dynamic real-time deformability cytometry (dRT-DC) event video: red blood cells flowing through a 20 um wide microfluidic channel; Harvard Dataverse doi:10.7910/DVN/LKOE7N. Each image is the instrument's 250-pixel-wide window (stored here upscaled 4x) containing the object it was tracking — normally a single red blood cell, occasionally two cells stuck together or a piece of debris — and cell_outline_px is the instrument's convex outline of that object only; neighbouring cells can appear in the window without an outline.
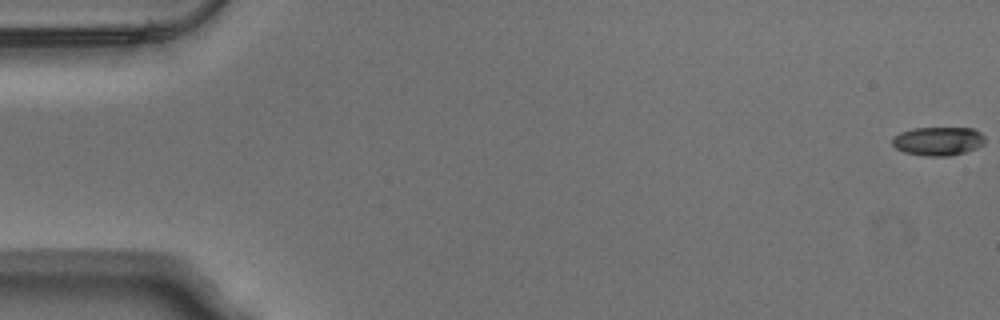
{"species": "Egyptian fruit bat (a non-hibernating species)", "species_latin": "Rousettus aegyptiacus", "temperature_condition": "warm", "stored_images_in_passage": 54, "camera_frame_rate_fps": 3000, "um_per_image_px": 0.085, "animal": {"sex": "male"}, "frame": {"image": 1, "passage_image": 1, "time_ms": 0.0, "image_size_px": [1000, 320], "cell_outline_px": [[984, 144], [976, 148], [964, 152], [948, 156], [924, 156], [904, 152], [896, 148], [892, 144], [892, 136], [900, 132], [912, 128], [972, 128], [980, 132], [984, 136]], "centroid_in_image_um": [79.71, 11.99], "position_along_channel_um": 5.3, "area_um2": 15.55}}
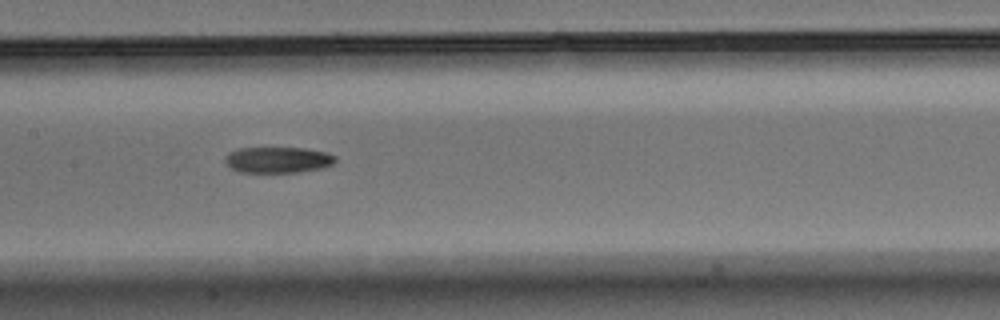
{"frame": {"image": 2, "passage_image": 27, "time_ms": 8.667, "image_size_px": [1000, 320], "cell_outline_px": [[336, 160], [332, 164], [324, 168], [296, 172], [240, 172], [232, 168], [224, 160], [232, 152], [240, 148], [304, 148], [328, 152], [336, 156]], "centroid_in_image_um": [23.7, 13.59], "position_along_channel_um": 183.7, "area_um2": 16.53}}
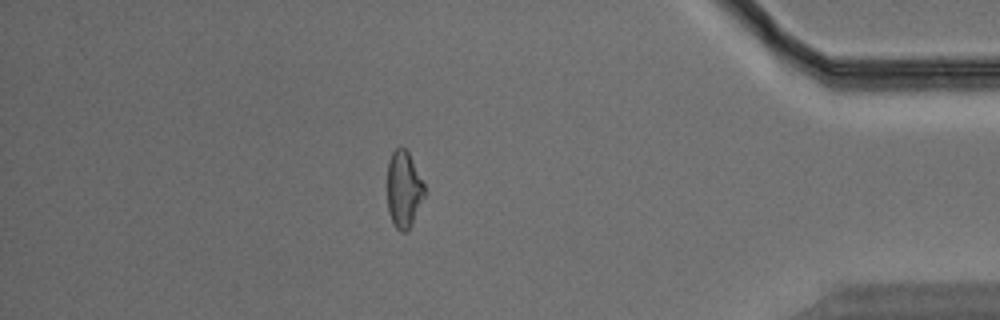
{"frame": {"image": 3, "passage_image": 47, "time_ms": 15.333, "image_size_px": [1000, 320], "cell_outline_px": [[424, 196], [412, 224], [404, 232], [400, 232], [396, 228], [388, 212], [388, 164], [392, 152], [400, 144], [408, 152], [424, 184]], "centroid_in_image_um": [34.31, 16.08], "position_along_channel_um": 400.9, "area_um2": 16.36}, "authors_computed_cell_mechanics": {"area_um2": 17.1666, "velocity_mm_per_s": 3.8335, "shape_relaxation_time_tau1_ms": 7.844, "shape_relaxation_time_tau2_ms": 9.3371, "deformation_change_tau1": 0.2335, "deformation_change_tau2": 0.1801}}